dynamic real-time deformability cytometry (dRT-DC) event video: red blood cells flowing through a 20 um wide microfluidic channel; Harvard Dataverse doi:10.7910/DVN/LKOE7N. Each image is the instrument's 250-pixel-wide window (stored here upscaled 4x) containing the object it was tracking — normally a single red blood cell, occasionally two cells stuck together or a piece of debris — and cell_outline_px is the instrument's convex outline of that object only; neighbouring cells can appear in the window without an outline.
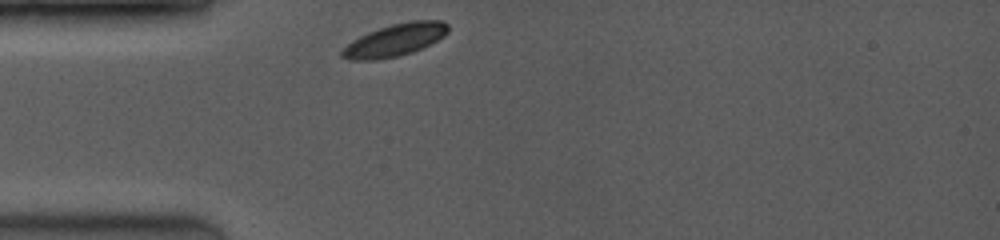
{"species": "common noctule bat (a hibernating species)", "species_latin": "Nyctalus noctula", "temperature_condition": "room temperature", "stored_images_in_passage": 17, "camera_frame_rate_fps": 3500, "um_per_image_px": 0.085, "animal": {"sex": "female", "body_mass_g": 19.0, "forearm_length_mm": 53.3}, "frame": {"image": 1, "passage_image": 1, "time_ms": 0.0, "image_size_px": [1000, 240], "cell_outline_px": [[448, 32], [444, 36], [412, 52], [396, 56], [376, 60], [348, 60], [340, 56], [340, 52], [352, 40], [368, 32], [392, 24], [412, 20], [440, 20], [448, 24]], "centroid_in_image_um": [33.55, 3.4], "position_along_channel_um": 51.5, "area_um2": 19.77}}
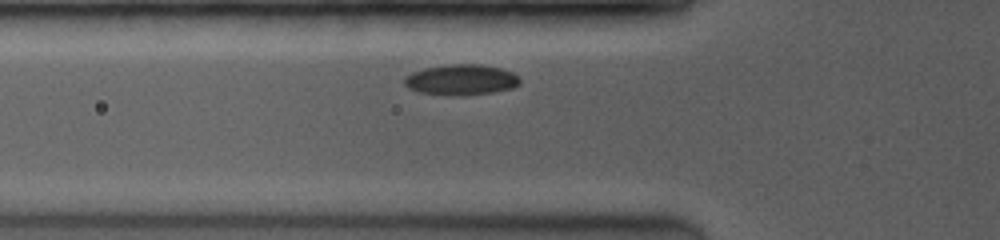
{"frame": {"image": 2, "passage_image": 6, "time_ms": 1.143, "image_size_px": [1000, 240], "cell_outline_px": [[520, 84], [512, 88], [492, 92], [460, 96], [448, 96], [420, 92], [408, 88], [404, 84], [404, 76], [412, 72], [424, 68], [448, 64], [480, 64], [500, 68], [512, 72], [520, 76]], "centroid_in_image_um": [39.19, 6.78], "position_along_channel_um": 86.6, "area_um2": 20.87}}
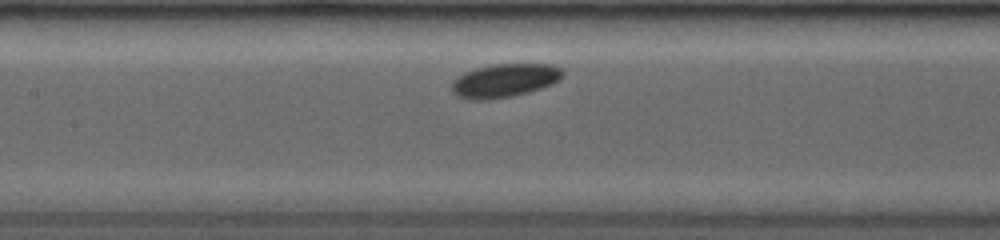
{"frame": {"image": 3, "passage_image": 15, "time_ms": 3.143, "image_size_px": [1000, 240], "cell_outline_px": [[564, 76], [560, 80], [552, 84], [528, 92], [508, 96], [484, 100], [468, 100], [456, 96], [452, 92], [452, 80], [456, 76], [464, 72], [476, 68], [492, 64], [552, 64], [564, 68]], "centroid_in_image_um": [42.89, 6.83], "position_along_channel_um": 164.5, "area_um2": 21.91}}